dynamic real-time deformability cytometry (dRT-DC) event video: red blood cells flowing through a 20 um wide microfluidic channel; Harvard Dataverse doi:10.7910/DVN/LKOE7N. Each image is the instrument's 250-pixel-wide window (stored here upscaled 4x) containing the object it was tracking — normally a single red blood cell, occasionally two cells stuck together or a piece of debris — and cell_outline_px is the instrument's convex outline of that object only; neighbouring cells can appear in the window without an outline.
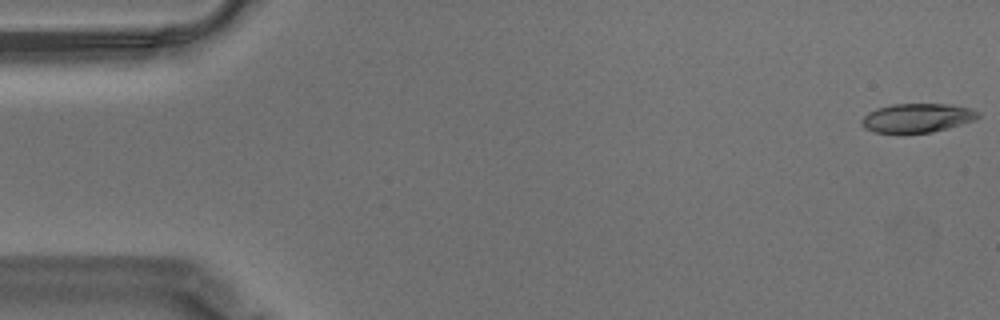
{"species": "Egyptian fruit bat (a non-hibernating species)", "species_latin": "Rousettus aegyptiacus", "temperature_condition": "warm", "stored_images_in_passage": 10, "camera_frame_rate_fps": 3000, "um_per_image_px": 0.085, "animal": {"sex": "male"}, "frame": {"image": 1, "passage_image": 1, "time_ms": 0.0, "image_size_px": [1000, 320], "cell_outline_px": [[980, 116], [976, 120], [948, 128], [932, 132], [872, 132], [864, 128], [860, 124], [860, 120], [868, 112], [876, 108], [892, 104], [952, 104], [972, 108], [980, 112]], "centroid_in_image_um": [77.98, 10.01], "position_along_channel_um": 7.0, "area_um2": 19.83}}